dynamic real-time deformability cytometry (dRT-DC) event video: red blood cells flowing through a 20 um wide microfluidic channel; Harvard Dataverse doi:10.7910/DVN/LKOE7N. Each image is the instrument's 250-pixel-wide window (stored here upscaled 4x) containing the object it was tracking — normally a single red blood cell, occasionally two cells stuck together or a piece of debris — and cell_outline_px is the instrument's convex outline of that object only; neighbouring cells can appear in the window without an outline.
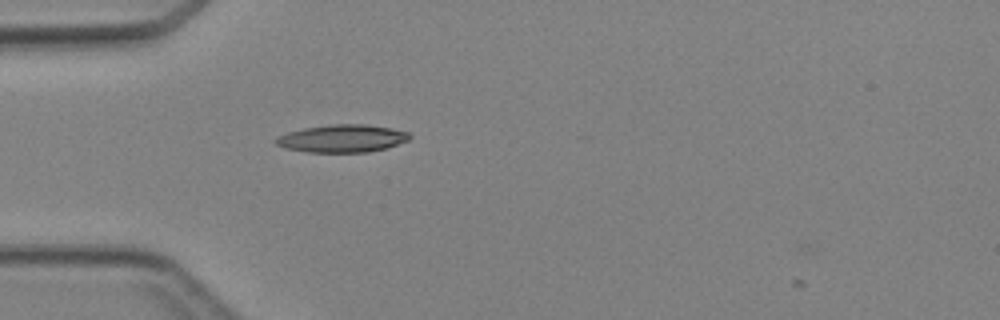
{"species": "Egyptian fruit bat (a non-hibernating species)", "species_latin": "Rousettus aegyptiacus", "temperature_condition": "cold", "stored_images_in_passage": 1, "camera_frame_rate_fps": 3000, "um_per_image_px": 0.085, "animal": {"sex": "female"}, "frame": {"image": 1, "passage_image": 1, "time_ms": 0.0, "image_size_px": [1000, 320], "cell_outline_px": [[412, 136], [408, 140], [384, 148], [368, 152], [308, 152], [284, 148], [276, 144], [272, 140], [276, 136], [288, 132], [304, 128], [332, 124], [364, 124], [392, 128], [408, 132]], "centroid_in_image_um": [29.04, 11.76], "position_along_channel_um": 56.0, "area_um2": 21.56}}